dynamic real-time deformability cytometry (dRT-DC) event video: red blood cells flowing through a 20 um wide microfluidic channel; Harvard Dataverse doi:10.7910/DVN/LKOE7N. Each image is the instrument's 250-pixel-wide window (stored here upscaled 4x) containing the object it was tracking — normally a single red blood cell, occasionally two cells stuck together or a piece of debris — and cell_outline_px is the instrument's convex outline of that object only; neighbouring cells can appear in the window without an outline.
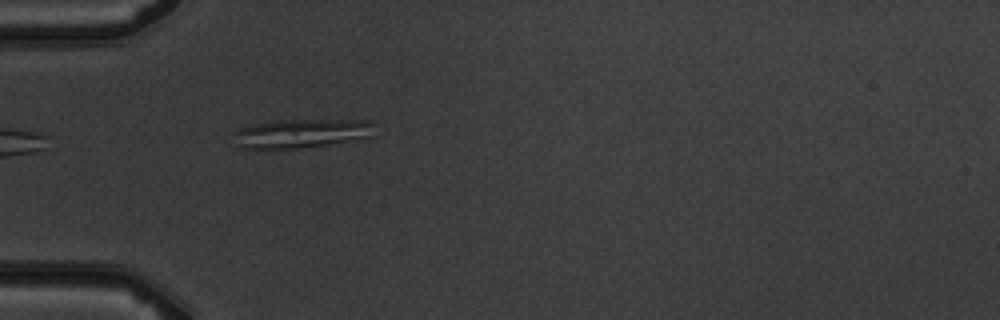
{"species": "common noctule bat (a hibernating species)", "species_latin": "Nyctalus noctula", "temperature_condition": "warm", "stored_images_in_passage": 1, "camera_frame_rate_fps": 3000, "um_per_image_px": 0.085, "animal": {"sex": "male", "body_mass_g": 19.5, "forearm_length_mm": 54.6}, "frame": {"image": 1, "passage_image": 1, "time_ms": 0.0, "image_size_px": [1000, 320], "cell_outline_px": [[376, 136], [364, 140], [296, 148], [240, 148], [232, 132], [240, 128], [252, 124], [280, 120], [368, 120], [372, 124]], "centroid_in_image_um": [25.71, 11.34], "position_along_channel_um": 59.3, "area_um2": 23.99}}